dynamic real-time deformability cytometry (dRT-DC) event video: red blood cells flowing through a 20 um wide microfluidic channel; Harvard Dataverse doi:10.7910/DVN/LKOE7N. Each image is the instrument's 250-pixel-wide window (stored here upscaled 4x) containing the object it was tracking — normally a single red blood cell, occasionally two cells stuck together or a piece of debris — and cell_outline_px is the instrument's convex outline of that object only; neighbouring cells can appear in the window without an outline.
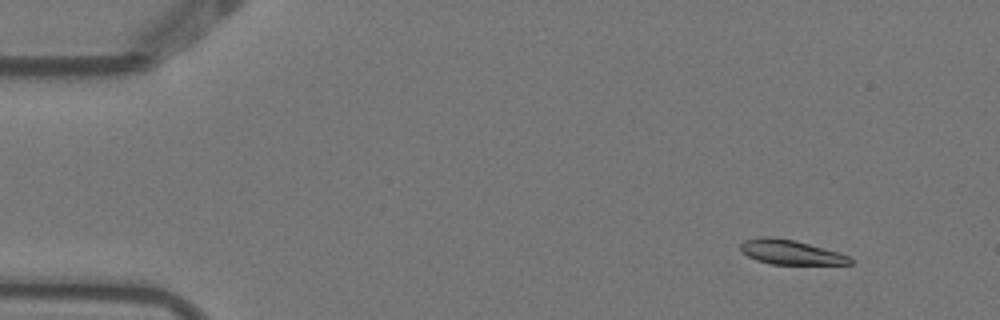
{"species": "Egyptian fruit bat (a non-hibernating species)", "species_latin": "Rousettus aegyptiacus", "temperature_condition": "warm", "stored_images_in_passage": 5, "camera_frame_rate_fps": 3000, "um_per_image_px": 0.085, "animal": {"sex": "female"}, "frame": {"image": 1, "passage_image": 2, "time_ms": 0.333, "image_size_px": [1000, 320], "cell_outline_px": [[852, 264], [772, 264], [756, 260], [748, 256], [740, 248], [740, 244], [744, 240], [760, 236], [772, 236], [796, 240], [836, 252], [848, 256], [852, 260]], "centroid_in_image_um": [67.15, 21.42], "position_along_channel_um": 17.8, "area_um2": 15.55}}